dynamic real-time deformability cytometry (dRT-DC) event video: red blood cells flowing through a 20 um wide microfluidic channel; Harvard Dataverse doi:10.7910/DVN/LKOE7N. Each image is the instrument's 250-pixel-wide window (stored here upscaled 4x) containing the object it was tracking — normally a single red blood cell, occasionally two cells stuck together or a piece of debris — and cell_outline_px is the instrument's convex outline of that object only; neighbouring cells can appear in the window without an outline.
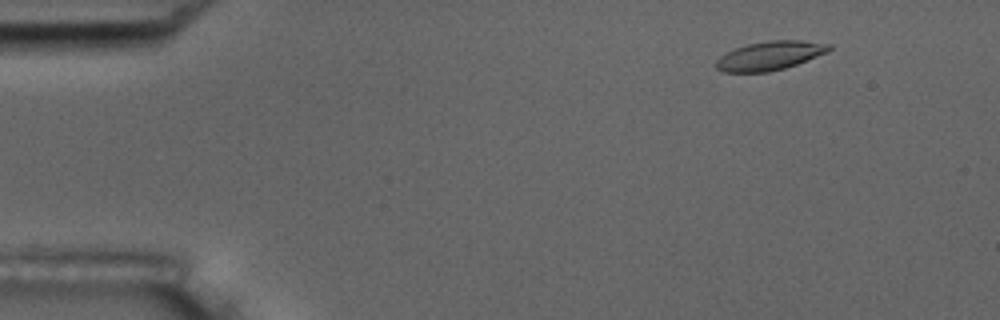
{"species": "common noctule bat (a hibernating species)", "species_latin": "Nyctalus noctula", "temperature_condition": "room temperature", "stored_images_in_passage": 6, "camera_frame_rate_fps": 3000, "um_per_image_px": 0.085, "animal": {"sex": "male", "body_mass_g": 17.5, "forearm_length_mm": 52.3}, "frame": {"image": 1, "passage_image": 2, "time_ms": 1.0, "image_size_px": [1000, 320], "cell_outline_px": [[832, 48], [828, 52], [796, 64], [784, 68], [768, 72], [724, 72], [716, 68], [716, 60], [720, 56], [736, 48], [748, 44], [768, 40], [800, 40], [832, 44]], "centroid_in_image_um": [65.46, 4.72], "position_along_channel_um": 19.5, "area_um2": 18.9}}
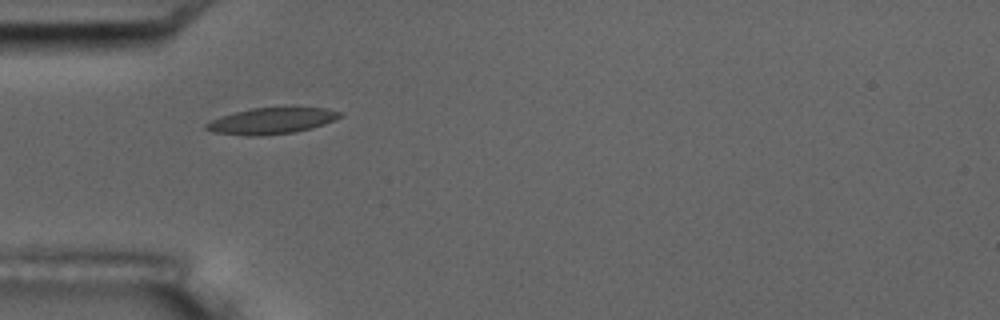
{"frame": {"image": 2, "passage_image": 5, "time_ms": 4.667, "image_size_px": [1000, 320], "cell_outline_px": [[344, 116], [336, 120], [312, 128], [296, 132], [260, 136], [248, 136], [212, 132], [204, 128], [204, 124], [220, 116], [252, 108], [284, 104], [328, 108], [344, 112]], "centroid_in_image_um": [23.19, 10.22], "position_along_channel_um": 61.8, "area_um2": 21.68}}